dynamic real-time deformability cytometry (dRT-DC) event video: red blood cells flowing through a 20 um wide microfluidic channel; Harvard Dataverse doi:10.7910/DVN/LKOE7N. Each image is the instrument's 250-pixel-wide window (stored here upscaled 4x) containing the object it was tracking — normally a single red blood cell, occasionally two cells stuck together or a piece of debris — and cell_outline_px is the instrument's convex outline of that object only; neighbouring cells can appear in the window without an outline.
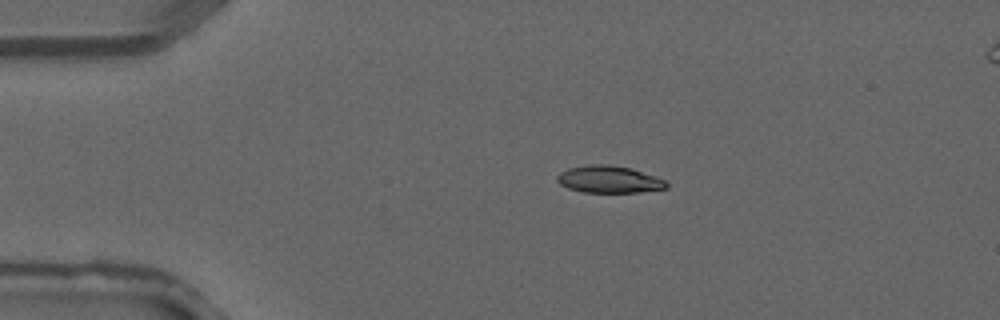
{"species": "common noctule bat (a hibernating species)", "species_latin": "Nyctalus noctula", "temperature_condition": "warm", "stored_images_in_passage": 3, "camera_frame_rate_fps": 3000, "um_per_image_px": 0.085, "animal": {"sex": "male", "forearm_length_mm": 52.5}, "frame": {"image": 1, "passage_image": 3, "time_ms": 0.667, "image_size_px": [1000, 320], "cell_outline_px": [[668, 188], [640, 192], [584, 192], [568, 188], [560, 184], [556, 180], [556, 176], [560, 172], [568, 168], [592, 164], [608, 164], [632, 168], [656, 176], [664, 180], [668, 184]], "centroid_in_image_um": [51.77, 15.24], "position_along_channel_um": 33.2, "area_um2": 17.34}}